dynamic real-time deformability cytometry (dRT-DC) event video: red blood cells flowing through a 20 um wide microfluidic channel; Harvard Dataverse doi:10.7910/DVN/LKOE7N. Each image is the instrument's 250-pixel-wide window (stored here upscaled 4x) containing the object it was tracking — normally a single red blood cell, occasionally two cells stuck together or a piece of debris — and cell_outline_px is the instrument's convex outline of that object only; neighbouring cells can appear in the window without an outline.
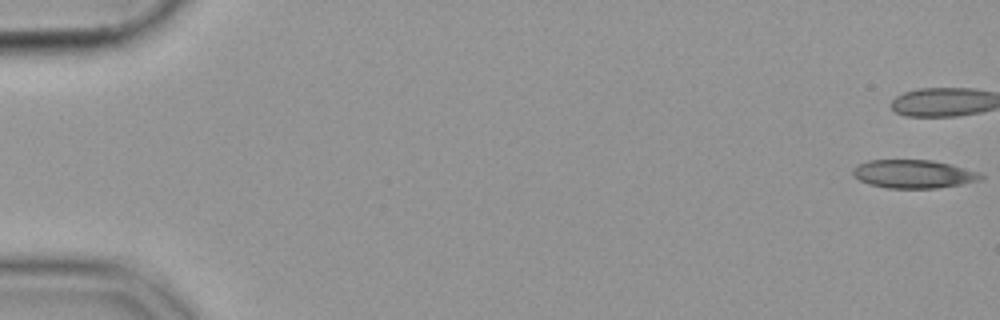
{"species": "common noctule bat (a hibernating species)", "species_latin": "Nyctalus noctula", "temperature_condition": "cold", "stored_images_in_passage": 44, "camera_frame_rate_fps": 3000, "um_per_image_px": 0.085, "animal": {"sex": "female", "body_mass_g": 19.9}, "frame": {"image": 1, "passage_image": 1, "time_ms": 0.0, "image_size_px": [1000, 320], "cell_outline_px": [[984, 176], [980, 180], [960, 184], [936, 188], [888, 188], [868, 184], [860, 180], [852, 172], [860, 164], [868, 160], [932, 160], [948, 164], [976, 172]], "centroid_in_image_um": [77.63, 14.79], "position_along_channel_um": 7.4, "area_um2": 20.63}}